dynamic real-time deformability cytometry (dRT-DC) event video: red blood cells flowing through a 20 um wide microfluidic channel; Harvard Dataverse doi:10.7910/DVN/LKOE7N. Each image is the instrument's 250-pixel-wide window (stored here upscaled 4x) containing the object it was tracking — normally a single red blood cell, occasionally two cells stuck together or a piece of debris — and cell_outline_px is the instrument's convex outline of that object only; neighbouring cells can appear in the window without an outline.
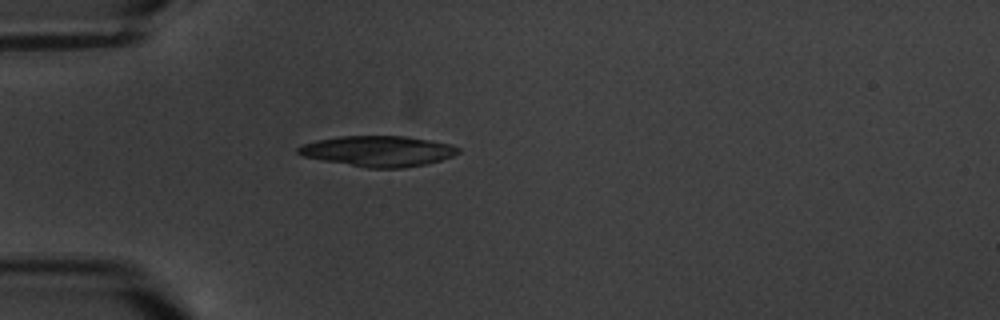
{"species": "common noctule bat (a hibernating species)", "species_latin": "Nyctalus noctula", "temperature_condition": "warm", "stored_images_in_passage": 1, "camera_frame_rate_fps": 3000, "um_per_image_px": 0.085, "animal": {"sex": "male", "body_mass_g": 20.1, "forearm_length_mm": 53.5}, "frame": {"image": 1, "passage_image": 1, "time_ms": 0.0, "image_size_px": [1000, 320], "cell_outline_px": [[460, 152], [452, 156], [440, 160], [424, 164], [404, 168], [368, 168], [324, 160], [304, 156], [296, 152], [296, 148], [304, 144], [316, 140], [340, 136], [404, 136], [452, 144], [460, 148]], "centroid_in_image_um": [32.16, 12.84], "position_along_channel_um": 52.8, "area_um2": 28.32}}